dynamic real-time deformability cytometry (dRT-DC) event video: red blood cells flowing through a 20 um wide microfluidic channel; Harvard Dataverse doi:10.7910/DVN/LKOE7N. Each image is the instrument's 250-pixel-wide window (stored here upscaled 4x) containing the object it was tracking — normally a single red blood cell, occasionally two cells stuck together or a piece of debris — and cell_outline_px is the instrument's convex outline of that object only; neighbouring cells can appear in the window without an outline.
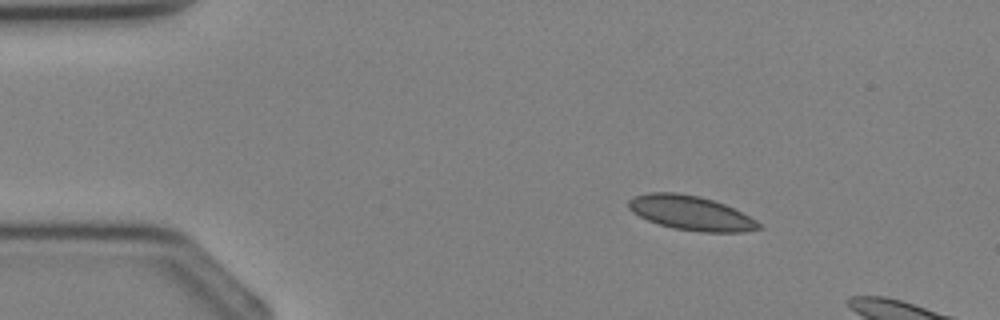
{"species": "Egyptian fruit bat (a non-hibernating species)", "species_latin": "Rousettus aegyptiacus", "temperature_condition": "cold", "stored_images_in_passage": 3, "camera_frame_rate_fps": 3000, "um_per_image_px": 0.085, "animal": {"sex": "female"}, "frame": {"image": 1, "passage_image": 3, "time_ms": 3.333, "image_size_px": [1000, 320], "cell_outline_px": [[764, 228], [740, 232], [704, 232], [672, 228], [648, 220], [632, 212], [628, 208], [628, 200], [636, 196], [648, 192], [676, 192], [700, 196], [724, 204], [756, 220]], "centroid_in_image_um": [58.7, 18.1], "position_along_channel_um": 26.3, "area_um2": 25.89}}